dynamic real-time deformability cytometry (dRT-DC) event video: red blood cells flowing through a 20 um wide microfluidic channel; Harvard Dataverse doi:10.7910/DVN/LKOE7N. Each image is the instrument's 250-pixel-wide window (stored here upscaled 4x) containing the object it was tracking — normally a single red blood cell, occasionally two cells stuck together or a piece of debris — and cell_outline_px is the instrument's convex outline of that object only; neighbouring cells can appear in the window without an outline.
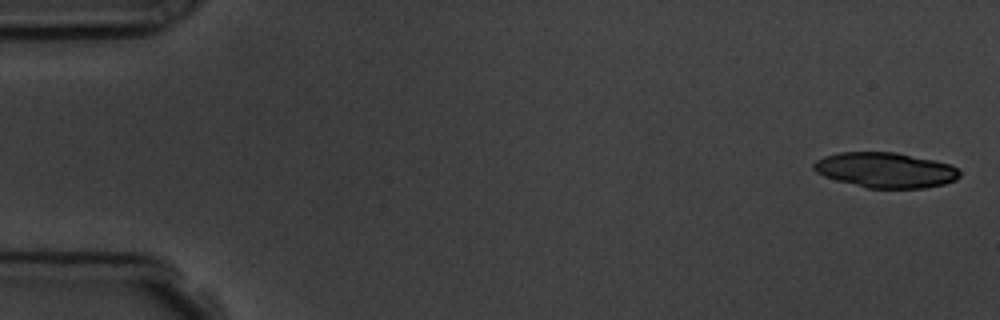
{"species": "common noctule bat (a hibernating species)", "species_latin": "Nyctalus noctula", "temperature_condition": "room temperature", "stored_images_in_passage": 5, "camera_frame_rate_fps": 3000, "um_per_image_px": 0.085, "animal": {"sex": "male", "body_mass_g": 19.5, "forearm_length_mm": 54.6}, "frame": {"image": 1, "passage_image": 1, "time_ms": 0.0, "image_size_px": [1000, 320], "cell_outline_px": [[960, 176], [956, 180], [944, 184], [924, 188], [868, 188], [836, 180], [824, 176], [816, 172], [812, 168], [812, 164], [816, 160], [824, 156], [840, 152], [896, 152], [952, 164], [960, 172]], "centroid_in_image_um": [75.26, 14.45], "position_along_channel_um": 9.7, "area_um2": 30.06}}